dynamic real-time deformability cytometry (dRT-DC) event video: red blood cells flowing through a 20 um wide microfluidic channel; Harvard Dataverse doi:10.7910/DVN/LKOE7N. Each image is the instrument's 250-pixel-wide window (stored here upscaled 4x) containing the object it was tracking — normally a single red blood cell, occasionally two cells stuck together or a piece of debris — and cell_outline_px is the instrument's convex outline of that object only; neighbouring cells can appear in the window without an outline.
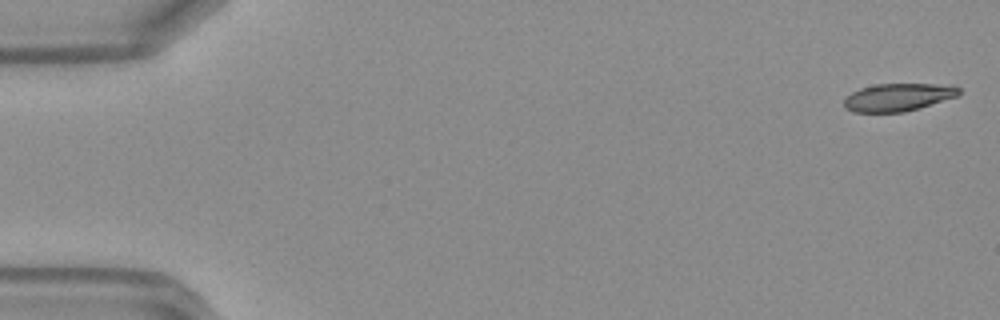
{"species": "Egyptian fruit bat (a non-hibernating species)", "species_latin": "Rousettus aegyptiacus", "temperature_condition": "warm", "stored_images_in_passage": 48, "camera_frame_rate_fps": 3000, "um_per_image_px": 0.085, "frame": {"image": 1, "passage_image": 1, "time_ms": 0.0, "image_size_px": [1000, 320], "cell_outline_px": [[960, 92], [956, 96], [920, 108], [904, 112], [852, 112], [844, 108], [844, 100], [852, 92], [860, 88], [876, 84], [952, 84], [960, 88]], "centroid_in_image_um": [76.34, 8.26], "position_along_channel_um": 8.7, "area_um2": 18.61}}
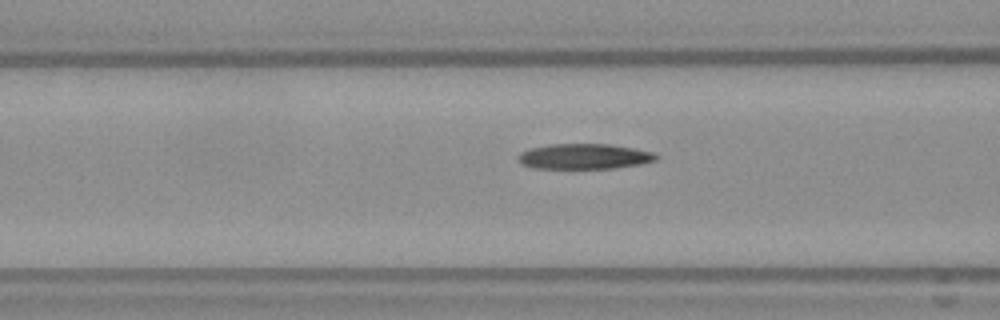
{"frame": {"image": 2, "passage_image": 19, "time_ms": 6.0, "image_size_px": [1000, 320], "cell_outline_px": [[660, 156], [656, 160], [640, 164], [612, 168], [536, 168], [524, 164], [516, 156], [520, 152], [528, 148], [548, 144], [612, 144], [652, 152]], "centroid_in_image_um": [49.65, 13.28], "position_along_channel_um": 116.9, "area_um2": 20.29}}
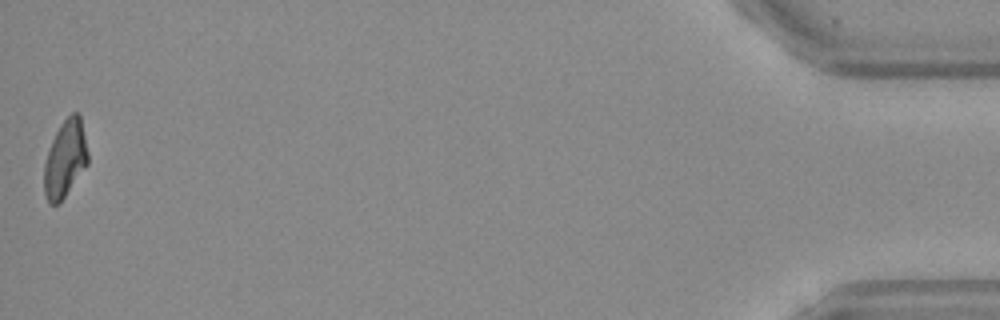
{"frame": {"image": 3, "passage_image": 48, "time_ms": 15.667, "image_size_px": [1000, 320], "cell_outline_px": [[88, 164], [60, 204], [48, 204], [44, 196], [44, 164], [52, 140], [60, 124], [72, 112], [80, 112], [88, 152]], "centroid_in_image_um": [5.54, 13.52], "position_along_channel_um": 429.7, "area_um2": 19.94}, "authors_computed_cell_mechanics": {"area_um2": 20.5768, "velocity_mm_per_s": 4.2004, "shape_relaxation_time_tau1_ms": null, "shape_relaxation_time_tau2_ms": 6.6654, "deformation_change_tau1": null, "deformation_change_tau2": 0.1828}}